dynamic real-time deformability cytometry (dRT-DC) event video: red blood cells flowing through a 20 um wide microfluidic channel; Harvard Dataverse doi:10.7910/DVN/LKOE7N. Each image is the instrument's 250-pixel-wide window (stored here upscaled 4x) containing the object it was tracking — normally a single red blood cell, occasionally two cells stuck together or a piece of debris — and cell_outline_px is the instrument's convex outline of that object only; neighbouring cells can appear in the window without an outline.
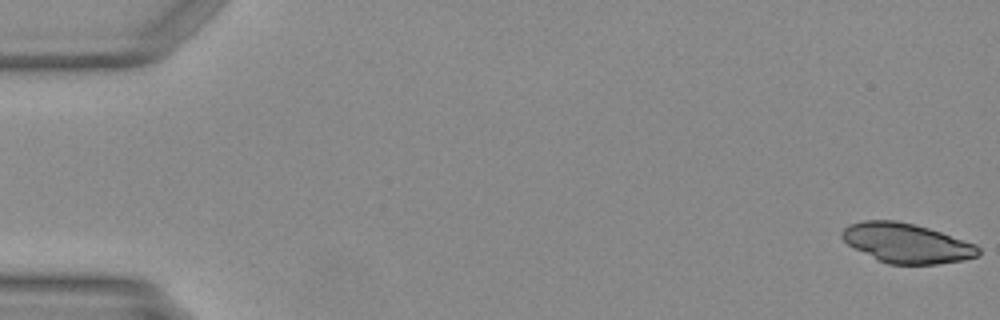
{"species": "Egyptian fruit bat (a non-hibernating species)", "species_latin": "Rousettus aegyptiacus", "temperature_condition": "warm", "stored_images_in_passage": 6, "camera_frame_rate_fps": 3000, "um_per_image_px": 0.085, "animal": {"sex": "female"}, "frame": {"image": 1, "passage_image": 1, "time_ms": 0.0, "image_size_px": [1000, 320], "cell_outline_px": [[980, 256], [964, 260], [936, 264], [888, 264], [848, 244], [840, 236], [840, 232], [848, 224], [864, 220], [896, 220], [916, 224], [976, 244], [980, 248]], "centroid_in_image_um": [77.08, 20.65], "position_along_channel_um": 7.9, "area_um2": 31.33}}